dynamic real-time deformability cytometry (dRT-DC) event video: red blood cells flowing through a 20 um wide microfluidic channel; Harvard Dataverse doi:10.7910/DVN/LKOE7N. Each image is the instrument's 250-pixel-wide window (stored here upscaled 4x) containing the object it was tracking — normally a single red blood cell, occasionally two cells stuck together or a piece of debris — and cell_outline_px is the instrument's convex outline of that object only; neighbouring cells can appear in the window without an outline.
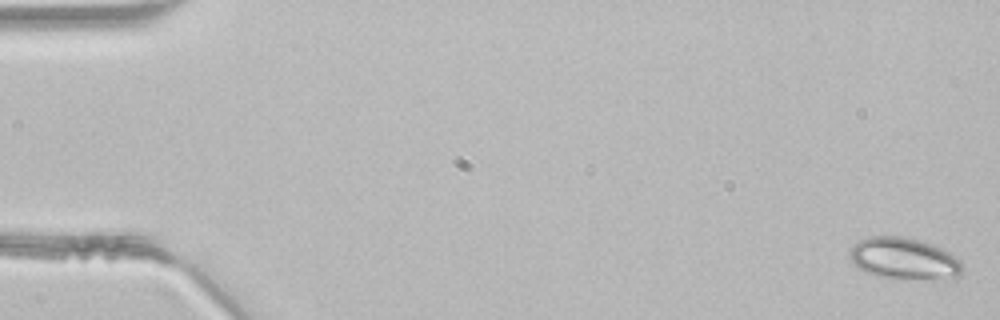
{"species": "common noctule bat (a hibernating species)", "species_latin": "Nyctalus noctula", "temperature_condition": "room temperature", "stored_images_in_passage": 47, "camera_frame_rate_fps": 3000, "um_per_image_px": 0.085, "animal": {"sex": "male", "body_mass_g": 21.5, "forearm_length_mm": 52.0}, "frame": {"image": 1, "passage_image": 1, "time_ms": 0.0, "image_size_px": [1000, 320], "cell_outline_px": [[964, 268], [960, 276], [956, 280], [876, 276], [864, 272], [848, 256], [848, 252], [860, 240], [868, 236], [900, 236], [932, 244], [948, 252], [960, 260], [964, 264]], "centroid_in_image_um": [76.9, 21.99], "position_along_channel_um": 8.1, "area_um2": 27.28}}
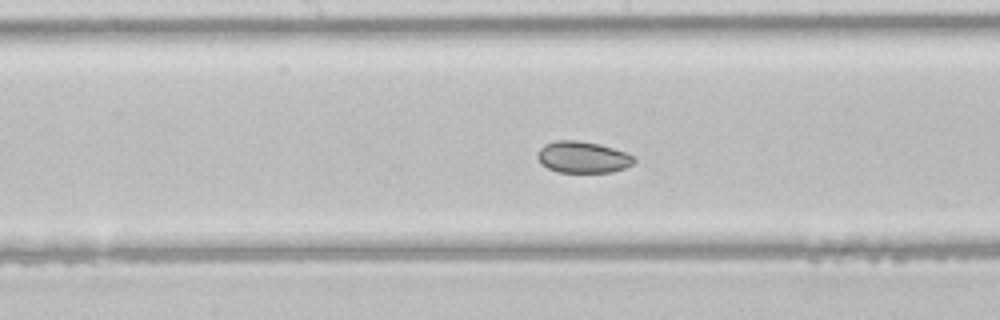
{"frame": {"image": 2, "passage_image": 24, "time_ms": 7.667, "image_size_px": [1000, 320], "cell_outline_px": [[636, 160], [632, 164], [624, 168], [612, 172], [560, 172], [548, 168], [540, 164], [536, 156], [536, 152], [544, 144], [556, 140], [576, 140], [600, 144], [636, 156]], "centroid_in_image_um": [49.51, 13.35], "position_along_channel_um": 198.7, "area_um2": 17.86}}
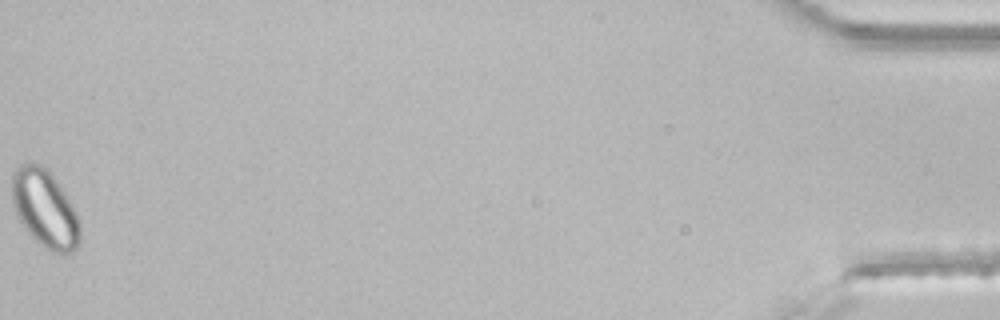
{"frame": {"image": 3, "passage_image": 47, "time_ms": 15.333, "image_size_px": [1000, 320], "cell_outline_px": [[80, 240], [76, 248], [72, 252], [64, 256], [52, 252], [44, 248], [24, 228], [16, 216], [12, 204], [12, 172], [20, 164], [40, 164], [48, 172], [64, 192], [72, 204], [76, 212], [80, 224]], "centroid_in_image_um": [3.81, 17.8], "position_along_channel_um": 431.4, "area_um2": 30.81}}